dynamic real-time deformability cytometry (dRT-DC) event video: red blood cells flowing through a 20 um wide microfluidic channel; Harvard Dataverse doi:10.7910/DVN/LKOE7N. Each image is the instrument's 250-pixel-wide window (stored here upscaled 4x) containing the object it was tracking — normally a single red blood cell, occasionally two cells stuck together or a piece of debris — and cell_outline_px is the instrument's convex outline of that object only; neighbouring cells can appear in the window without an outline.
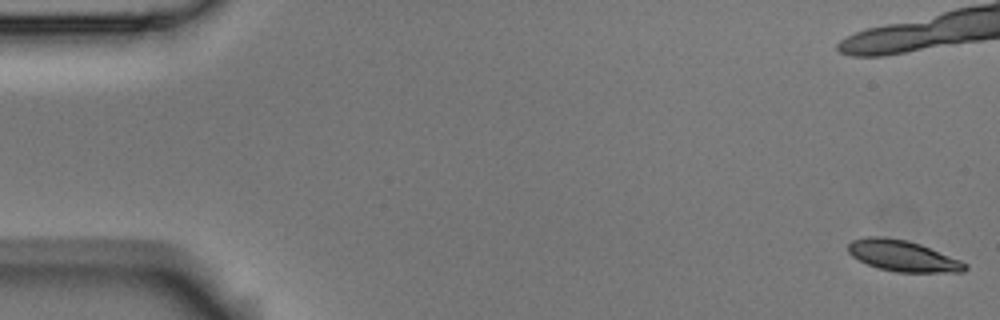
{"species": "Egyptian fruit bat (a non-hibernating species)", "species_latin": "Rousettus aegyptiacus", "temperature_condition": "room temperature", "stored_images_in_passage": 17, "camera_frame_rate_fps": 3000, "um_per_image_px": 0.085, "animal": {"sex": "male"}, "frame": {"image": 1, "passage_image": 3, "time_ms": 0.667, "image_size_px": [1000, 320], "cell_outline_px": [[944, 268], [892, 268], [876, 264], [876, 240], [896, 240], [912, 244], [924, 248], [940, 256]], "centroid_in_image_um": [76.96, 21.73], "position_along_channel_um": 8.0, "area_um2": 10.75}}